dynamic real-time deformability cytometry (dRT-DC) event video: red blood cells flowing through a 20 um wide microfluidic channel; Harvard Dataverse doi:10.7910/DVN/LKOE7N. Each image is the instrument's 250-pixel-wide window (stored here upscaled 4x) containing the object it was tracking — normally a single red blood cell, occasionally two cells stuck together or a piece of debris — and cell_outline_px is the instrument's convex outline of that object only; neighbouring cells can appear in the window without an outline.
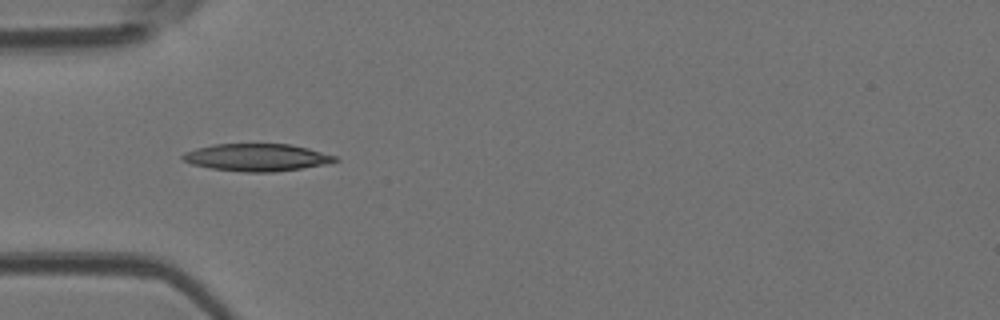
{"species": "Egyptian fruit bat (a non-hibernating species)", "species_latin": "Rousettus aegyptiacus", "temperature_condition": "room temperature", "stored_images_in_passage": 6, "camera_frame_rate_fps": 3000, "um_per_image_px": 0.085, "animal": {"sex": "female"}, "frame": {"image": 1, "passage_image": 3, "time_ms": 0.667, "image_size_px": [1000, 320], "cell_outline_px": [[340, 160], [332, 164], [276, 172], [244, 172], [212, 168], [192, 164], [184, 160], [180, 156], [184, 152], [196, 148], [212, 144], [292, 144], [308, 148], [336, 156]], "centroid_in_image_um": [21.89, 13.38], "position_along_channel_um": 63.1, "area_um2": 24.57}}
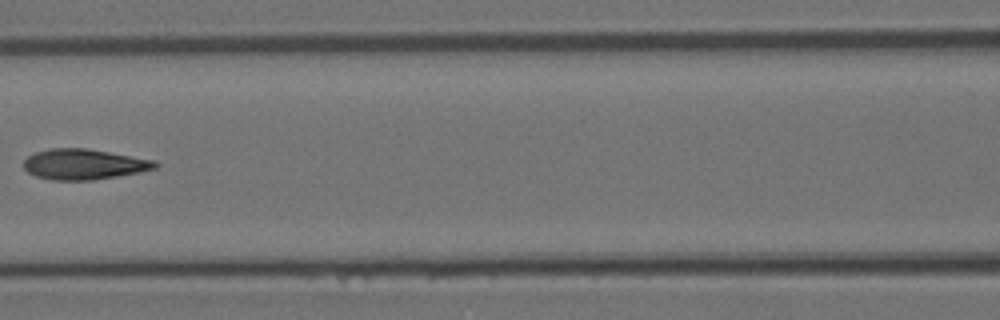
{"frame": {"image": 2, "passage_image": 5, "time_ms": 1.333, "image_size_px": [1000, 320], "cell_outline_px": [[160, 164], [156, 168], [140, 172], [92, 180], [52, 180], [36, 176], [28, 172], [24, 168], [24, 160], [28, 156], [36, 152], [48, 148], [88, 148], [156, 160]], "centroid_in_image_um": [7.15, 13.95], "position_along_channel_um": 159.4, "area_um2": 23.47}}
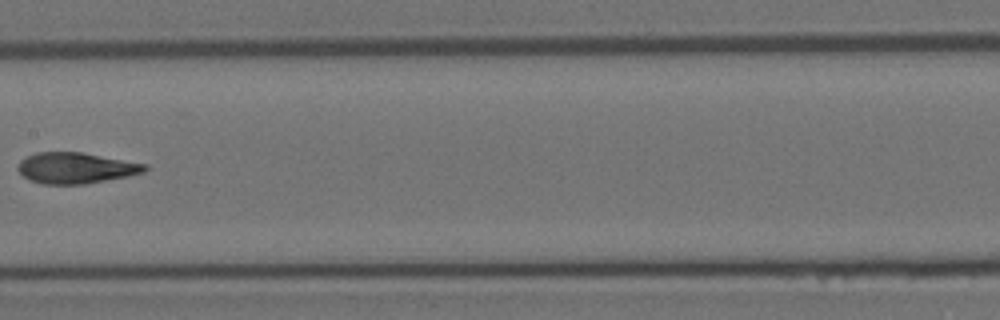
{"frame": {"image": 3, "passage_image": 6, "time_ms": 1.667, "image_size_px": [1000, 320], "cell_outline_px": [[148, 168], [144, 172], [128, 176], [84, 184], [44, 184], [32, 180], [24, 176], [16, 168], [20, 160], [36, 152], [80, 152], [148, 164]], "centroid_in_image_um": [6.45, 14.27], "position_along_channel_um": 200.9, "area_um2": 22.72}}